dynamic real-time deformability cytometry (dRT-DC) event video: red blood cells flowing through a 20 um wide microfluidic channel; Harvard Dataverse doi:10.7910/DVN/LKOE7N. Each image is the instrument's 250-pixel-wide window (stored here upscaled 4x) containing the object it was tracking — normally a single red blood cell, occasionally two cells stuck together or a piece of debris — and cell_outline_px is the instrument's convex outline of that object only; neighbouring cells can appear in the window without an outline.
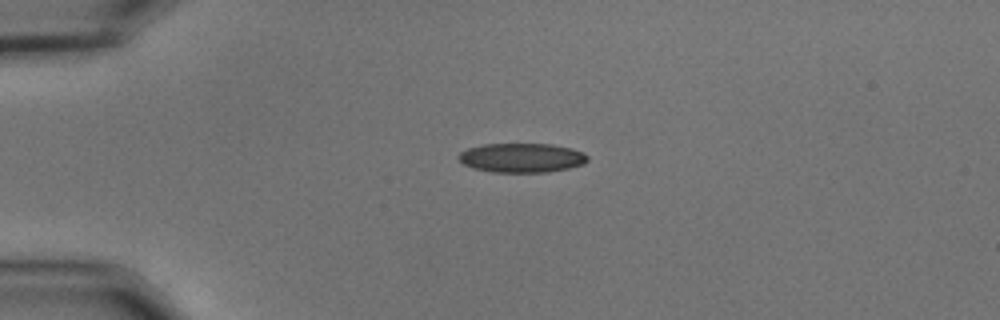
{"species": "common noctule bat (a hibernating species)", "species_latin": "Nyctalus noctula", "temperature_condition": "cold", "stored_images_in_passage": 35, "camera_frame_rate_fps": 3000, "um_per_image_px": 0.085, "animal": {"sex": "male", "body_mass_g": 15.6}, "frame": {"image": 1, "passage_image": 1, "time_ms": 0.0, "image_size_px": [1000, 320], "cell_outline_px": [[588, 160], [584, 164], [568, 168], [548, 172], [492, 172], [472, 168], [464, 164], [456, 156], [460, 152], [468, 148], [484, 144], [552, 144], [572, 148], [584, 152], [588, 156]], "centroid_in_image_um": [44.36, 13.41], "position_along_channel_um": 40.6, "area_um2": 22.14}}
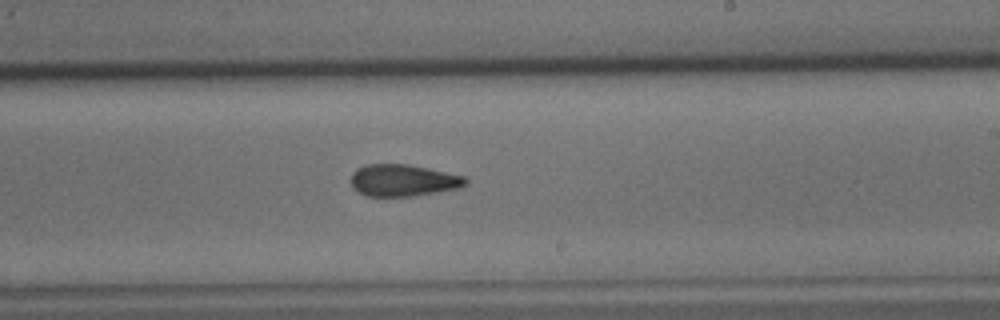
{"frame": {"image": 2, "passage_image": 21, "time_ms": 6.667, "image_size_px": [1000, 320], "cell_outline_px": [[468, 184], [460, 188], [412, 196], [368, 196], [352, 188], [352, 172], [356, 168], [364, 164], [408, 164], [428, 168], [464, 176], [468, 180]], "centroid_in_image_um": [34.27, 15.32], "position_along_channel_um": 254.7, "area_um2": 21.33}}
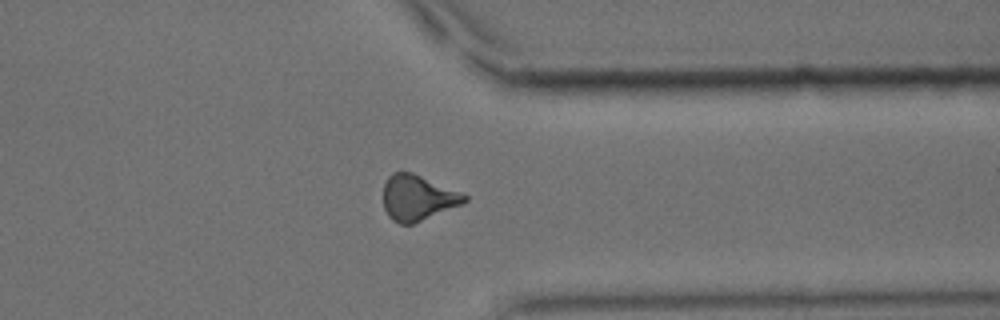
{"frame": {"image": 3, "passage_image": 31, "time_ms": 10.0, "image_size_px": [1000, 320], "cell_outline_px": [[468, 200], [464, 204], [412, 224], [400, 224], [392, 220], [388, 216], [384, 208], [384, 184], [388, 176], [392, 172], [400, 168], [412, 172], [468, 196]], "centroid_in_image_um": [35.47, 16.79], "position_along_channel_um": 375.9, "area_um2": 21.68}, "authors_computed_cell_mechanics": {"area_um2": 21.964, "velocity_mm_per_s": 3.695, "shape_relaxation_time_tau1_ms": 6.9985, "shape_relaxation_time_tau2_ms": 3.663, "deformation_change_tau1": 0.1611, "deformation_change_tau2": 0.12}}